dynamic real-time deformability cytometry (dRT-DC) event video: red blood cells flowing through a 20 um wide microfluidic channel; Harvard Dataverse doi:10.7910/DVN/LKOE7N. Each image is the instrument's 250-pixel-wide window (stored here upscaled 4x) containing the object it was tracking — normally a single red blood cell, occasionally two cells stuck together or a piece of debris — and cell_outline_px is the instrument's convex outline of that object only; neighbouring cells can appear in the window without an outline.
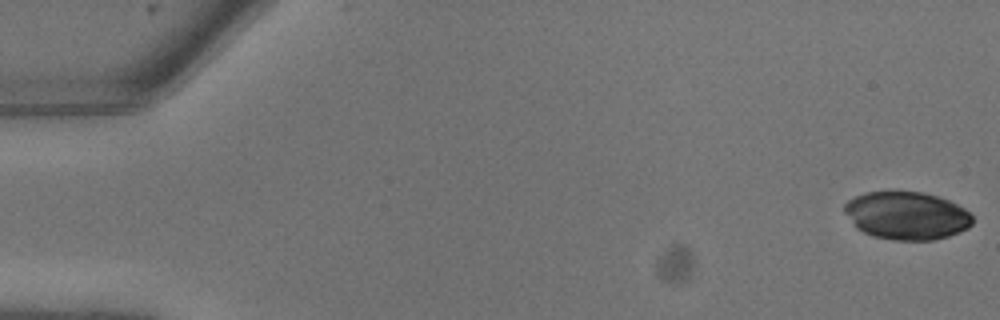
{"species": "common noctule bat (a hibernating species)", "species_latin": "Nyctalus noctula", "temperature_condition": "warm", "stored_images_in_passage": 9, "camera_frame_rate_fps": 3000, "um_per_image_px": 0.085, "animal": {"sex": "male", "body_mass_g": 13.3}, "frame": {"image": 1, "passage_image": 1, "time_ms": 0.0, "image_size_px": [1000, 320], "cell_outline_px": [[972, 224], [968, 228], [960, 232], [948, 236], [932, 240], [892, 240], [872, 236], [856, 228], [852, 224], [844, 212], [844, 204], [848, 200], [864, 192], [892, 188], [920, 192], [936, 196], [948, 200], [964, 208], [972, 216]], "centroid_in_image_um": [77.01, 18.29], "position_along_channel_um": 8.0, "area_um2": 36.53}}